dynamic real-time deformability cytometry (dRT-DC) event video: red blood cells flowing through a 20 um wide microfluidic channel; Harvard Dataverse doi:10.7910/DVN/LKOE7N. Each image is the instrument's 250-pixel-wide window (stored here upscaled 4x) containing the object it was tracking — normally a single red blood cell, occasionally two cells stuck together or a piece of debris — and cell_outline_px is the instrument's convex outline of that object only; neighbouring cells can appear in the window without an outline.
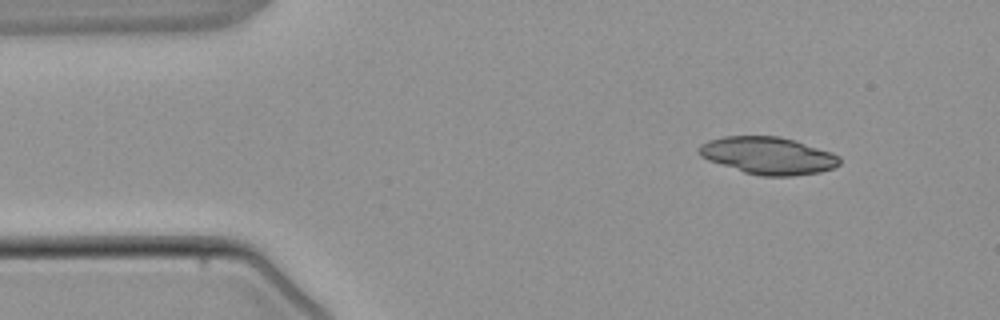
{"species": "common noctule bat (a hibernating species)", "species_latin": "Nyctalus noctula", "temperature_condition": "warm", "stored_images_in_passage": 2, "camera_frame_rate_fps": 3000, "um_per_image_px": 0.085, "animal": {"sex": "male", "body_mass_g": 21.5, "forearm_length_mm": 52.0}, "frame": {"image": 1, "passage_image": 2, "time_ms": 1.333, "image_size_px": [1000, 320], "cell_outline_px": [[840, 164], [832, 168], [820, 172], [792, 176], [760, 176], [744, 172], [708, 160], [700, 156], [700, 144], [708, 140], [724, 136], [780, 136], [796, 140], [832, 152], [840, 156]], "centroid_in_image_um": [65.32, 13.22], "position_along_channel_um": 19.7, "area_um2": 30.63}}